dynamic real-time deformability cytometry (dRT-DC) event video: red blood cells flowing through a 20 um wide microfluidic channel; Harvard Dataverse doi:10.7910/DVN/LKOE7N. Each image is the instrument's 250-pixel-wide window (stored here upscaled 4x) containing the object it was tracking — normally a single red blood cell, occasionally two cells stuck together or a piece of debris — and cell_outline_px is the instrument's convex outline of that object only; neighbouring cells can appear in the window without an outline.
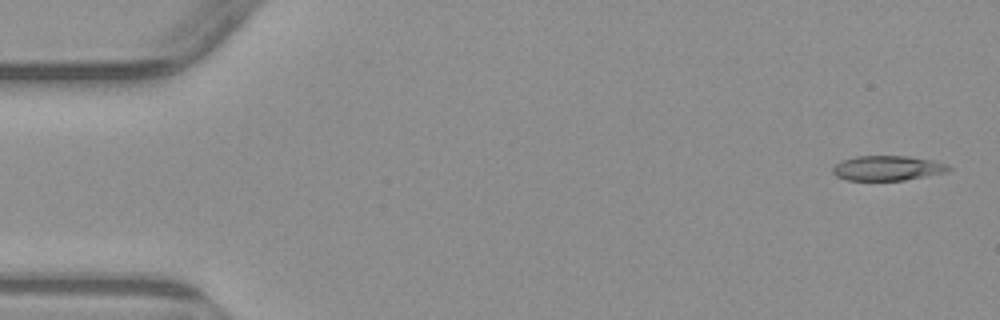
{"species": "common noctule bat (a hibernating species)", "species_latin": "Nyctalus noctula", "temperature_condition": "warm", "stored_images_in_passage": 4, "camera_frame_rate_fps": 3000, "um_per_image_px": 0.085, "animal": {"sex": "male", "body_mass_g": 23.1, "forearm_length_mm": 52.7}, "frame": {"image": 1, "passage_image": 1, "time_ms": 0.0, "image_size_px": [1000, 320], "cell_outline_px": [[952, 168], [948, 172], [904, 180], [848, 180], [836, 176], [832, 172], [832, 168], [840, 160], [856, 156], [908, 156], [932, 160], [948, 164]], "centroid_in_image_um": [75.44, 14.28], "position_along_channel_um": 9.6, "area_um2": 16.88}}